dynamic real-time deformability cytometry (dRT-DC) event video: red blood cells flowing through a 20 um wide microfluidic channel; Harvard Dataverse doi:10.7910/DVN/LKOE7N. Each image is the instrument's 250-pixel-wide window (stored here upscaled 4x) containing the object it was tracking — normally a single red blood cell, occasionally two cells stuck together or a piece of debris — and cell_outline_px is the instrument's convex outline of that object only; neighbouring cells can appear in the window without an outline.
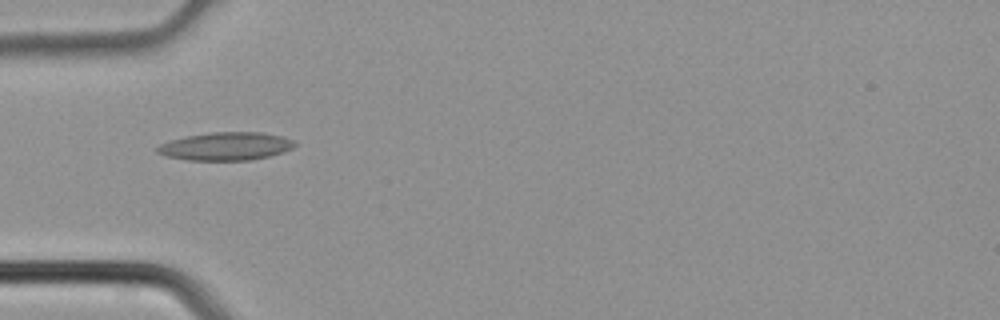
{"species": "common noctule bat (a hibernating species)", "species_latin": "Nyctalus noctula", "temperature_condition": "cold", "stored_images_in_passage": 2, "camera_frame_rate_fps": 3000, "um_per_image_px": 0.085, "animal": {"sex": "male", "body_mass_g": 21.5, "forearm_length_mm": 52.0}, "frame": {"image": 1, "passage_image": 2, "time_ms": 0.333, "image_size_px": [1000, 320], "cell_outline_px": [[296, 144], [292, 148], [284, 152], [252, 160], [188, 160], [164, 156], [156, 152], [156, 148], [160, 144], [172, 140], [188, 136], [208, 132], [260, 132], [280, 136], [292, 140]], "centroid_in_image_um": [19.18, 12.44], "position_along_channel_um": 65.8, "area_um2": 22.37}}